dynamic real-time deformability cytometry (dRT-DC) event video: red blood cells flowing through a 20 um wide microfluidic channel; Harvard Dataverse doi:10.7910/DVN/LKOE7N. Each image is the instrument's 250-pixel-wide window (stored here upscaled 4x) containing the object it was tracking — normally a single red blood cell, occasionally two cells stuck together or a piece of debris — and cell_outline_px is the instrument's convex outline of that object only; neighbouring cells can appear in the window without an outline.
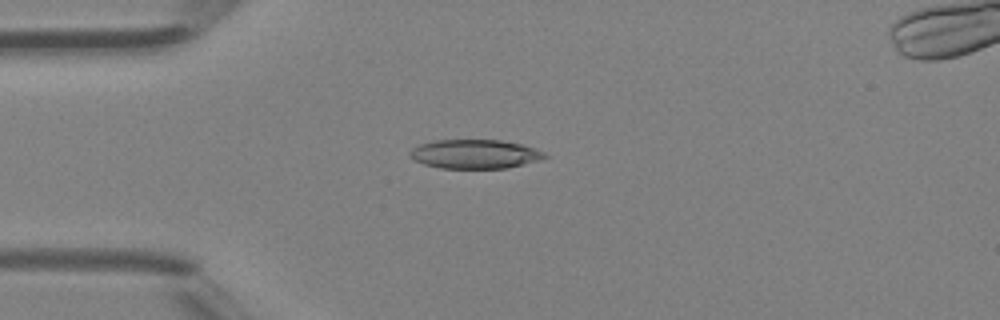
{"species": "Egyptian fruit bat (a non-hibernating species)", "species_latin": "Rousettus aegyptiacus", "temperature_condition": "room temperature", "stored_images_in_passage": 34, "camera_frame_rate_fps": 3000, "um_per_image_px": 0.085, "animal": {"sex": "female"}, "frame": {"image": 1, "passage_image": 13, "time_ms": 4.0, "image_size_px": [1000, 320], "cell_outline_px": [[548, 156], [536, 160], [508, 168], [440, 168], [424, 164], [408, 156], [408, 152], [412, 148], [420, 144], [436, 140], [500, 140], [520, 144], [544, 152]], "centroid_in_image_um": [40.3, 13.09], "position_along_channel_um": 44.7, "area_um2": 22.54}}
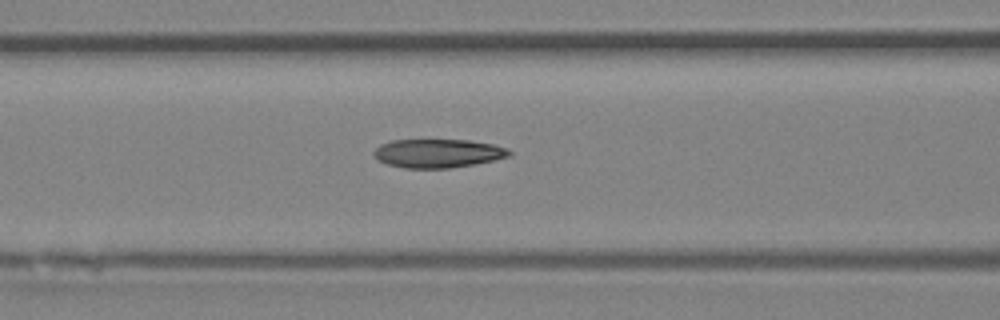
{"frame": {"image": 2, "passage_image": 20, "time_ms": 6.333, "image_size_px": [1000, 320], "cell_outline_px": [[512, 156], [476, 164], [452, 168], [404, 168], [388, 164], [376, 160], [372, 156], [372, 152], [380, 144], [392, 140], [468, 140], [492, 144], [508, 148], [512, 152]], "centroid_in_image_um": [37.22, 13.04], "position_along_channel_um": 129.4, "area_um2": 22.89}}
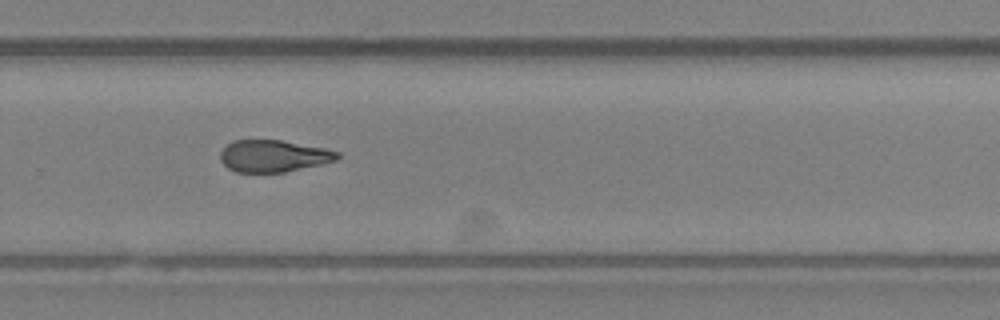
{"frame": {"image": 3, "passage_image": 32, "time_ms": 10.333, "image_size_px": [1000, 320], "cell_outline_px": [[340, 156], [336, 160], [320, 164], [284, 172], [236, 172], [228, 168], [220, 160], [220, 152], [232, 140], [280, 140], [324, 148], [340, 152]], "centroid_in_image_um": [23.23, 13.25], "position_along_channel_um": 306.6, "area_um2": 21.62}}